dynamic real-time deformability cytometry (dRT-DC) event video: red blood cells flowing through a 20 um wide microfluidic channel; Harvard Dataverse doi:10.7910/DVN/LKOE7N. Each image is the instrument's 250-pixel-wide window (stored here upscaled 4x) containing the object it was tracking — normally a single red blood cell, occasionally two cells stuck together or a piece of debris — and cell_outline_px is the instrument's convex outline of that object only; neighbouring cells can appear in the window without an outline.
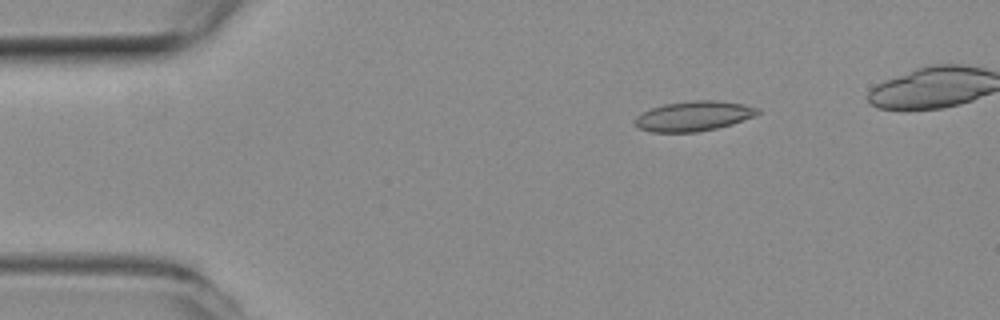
{"species": "common noctule bat (a hibernating species)", "species_latin": "Nyctalus noctula", "temperature_condition": "room temperature", "stored_images_in_passage": 42, "camera_frame_rate_fps": 3000, "um_per_image_px": 0.085, "animal": {"sex": "female", "body_mass_g": 19.3, "forearm_length_mm": 54.1}, "frame": {"image": 1, "passage_image": 1, "time_ms": 0.0, "image_size_px": [1000, 320], "cell_outline_px": [[760, 112], [756, 116], [732, 124], [716, 128], [696, 132], [652, 132], [636, 128], [636, 116], [652, 108], [664, 104], [696, 100], [716, 100], [744, 104], [760, 108]], "centroid_in_image_um": [59.0, 9.87], "position_along_channel_um": 26.0, "area_um2": 21.39}}
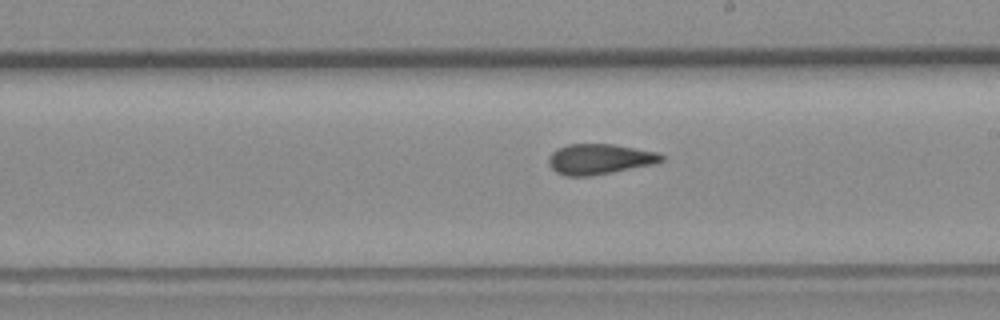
{"frame": {"image": 2, "passage_image": 23, "time_ms": 7.333, "image_size_px": [1000, 320], "cell_outline_px": [[664, 160], [656, 164], [592, 176], [564, 176], [556, 172], [548, 164], [548, 156], [556, 148], [568, 144], [612, 144], [660, 152], [664, 156]], "centroid_in_image_um": [50.97, 13.52], "position_along_channel_um": 238.0, "area_um2": 20.35}}
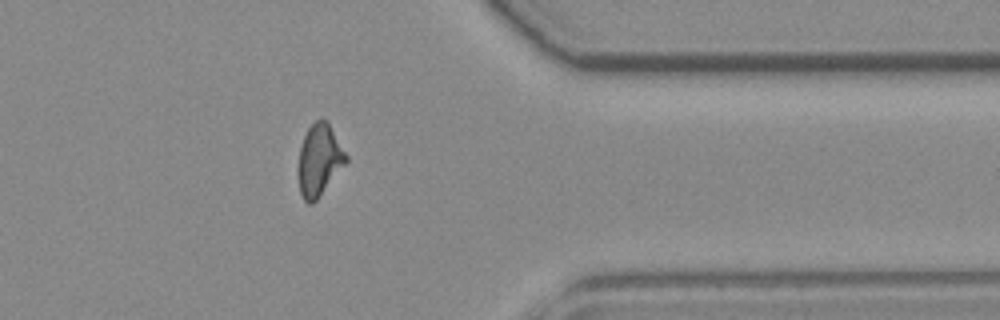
{"frame": {"image": 3, "passage_image": 36, "time_ms": 11.667, "image_size_px": [1000, 320], "cell_outline_px": [[348, 160], [316, 200], [312, 204], [308, 204], [304, 200], [300, 192], [300, 148], [304, 136], [308, 128], [316, 120], [328, 120], [348, 156]], "centroid_in_image_um": [27.17, 13.57], "position_along_channel_um": 384.2, "area_um2": 19.42}, "authors_computed_cell_mechanics": {"area_um2": 20.3456, "velocity_mm_per_s": 3.7303, "shape_relaxation_time_tau1_ms": null, "shape_relaxation_time_tau2_ms": 2.9358, "deformation_change_tau1": null, "deformation_change_tau2": 0.094}}